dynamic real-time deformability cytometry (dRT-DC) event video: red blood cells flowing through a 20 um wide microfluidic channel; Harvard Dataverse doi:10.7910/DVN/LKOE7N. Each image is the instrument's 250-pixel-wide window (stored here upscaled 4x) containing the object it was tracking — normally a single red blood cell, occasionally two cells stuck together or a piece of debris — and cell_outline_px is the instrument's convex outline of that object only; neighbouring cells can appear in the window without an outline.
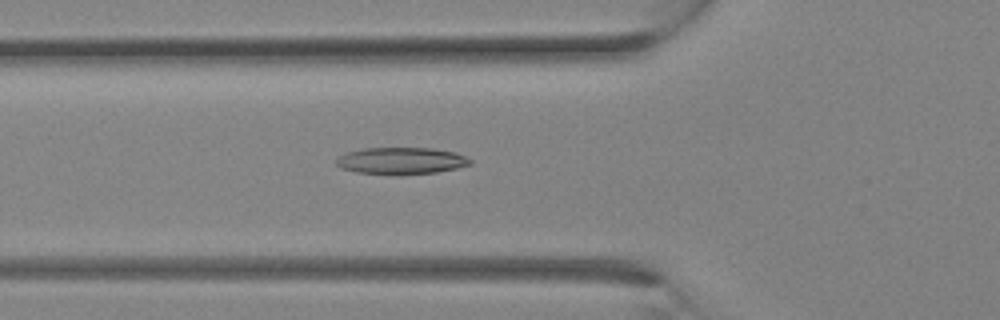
{"species": "Egyptian fruit bat (a non-hibernating species)", "species_latin": "Rousettus aegyptiacus", "temperature_condition": "room temperature", "stored_images_in_passage": 30, "segment_of_instrument_passage": [1, 2], "camera_frame_rate_fps": 3000, "um_per_image_px": 0.085, "animal": {"sex": "female"}, "frame": {"image": 1, "passage_image": 10, "time_ms": 3.0, "image_size_px": [1000, 320], "cell_outline_px": [[472, 164], [456, 168], [436, 172], [400, 176], [396, 176], [356, 172], [340, 168], [336, 164], [336, 160], [340, 156], [348, 152], [364, 148], [432, 148], [456, 152], [472, 160]], "centroid_in_image_um": [34.1, 13.69], "position_along_channel_um": 91.7, "area_um2": 21.27}}
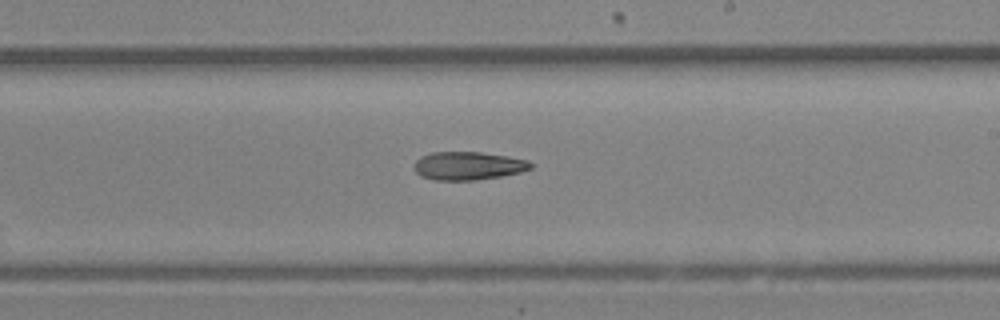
{"frame": {"image": 2, "passage_image": 17, "time_ms": 5.333, "image_size_px": [1000, 320], "cell_outline_px": [[532, 168], [520, 172], [500, 176], [472, 180], [436, 180], [420, 176], [416, 172], [412, 164], [420, 156], [432, 152], [480, 152], [528, 160], [532, 164]], "centroid_in_image_um": [39.74, 14.09], "position_along_channel_um": 249.3, "area_um2": 19.07}}
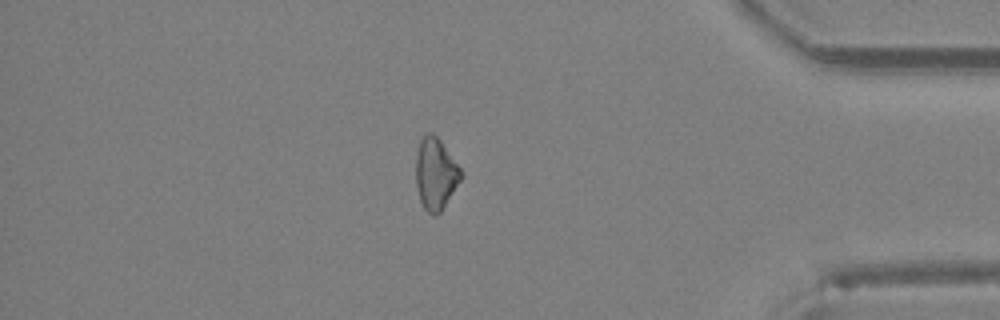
{"frame": {"image": 3, "passage_image": 25, "time_ms": 8.0, "image_size_px": [1000, 320], "cell_outline_px": [[464, 176], [440, 212], [436, 216], [432, 216], [424, 208], [420, 200], [416, 184], [416, 152], [420, 140], [428, 132], [432, 132], [440, 140], [464, 172]], "centroid_in_image_um": [37.04, 14.77], "position_along_channel_um": 398.2, "area_um2": 18.96}}